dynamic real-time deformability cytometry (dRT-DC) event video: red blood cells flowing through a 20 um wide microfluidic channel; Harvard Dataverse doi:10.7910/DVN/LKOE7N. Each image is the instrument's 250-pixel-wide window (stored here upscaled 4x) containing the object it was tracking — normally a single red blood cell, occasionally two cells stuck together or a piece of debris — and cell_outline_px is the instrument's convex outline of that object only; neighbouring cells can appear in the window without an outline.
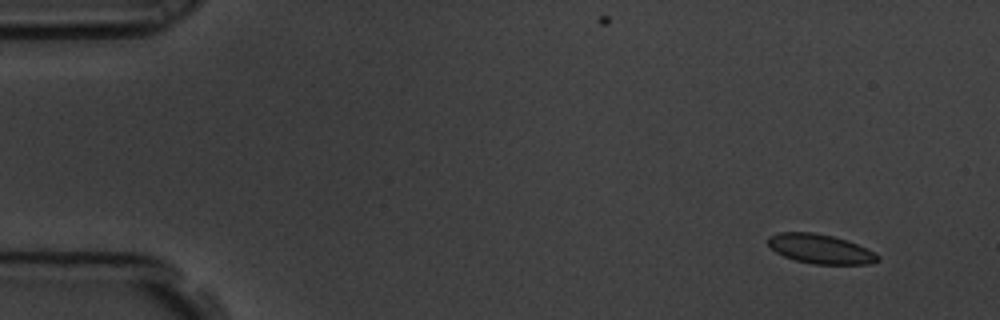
{"species": "common noctule bat (a hibernating species)", "species_latin": "Nyctalus noctula", "temperature_condition": "room temperature", "stored_images_in_passage": 6, "camera_frame_rate_fps": 3000, "um_per_image_px": 0.085, "animal": {"sex": "male", "body_mass_g": 19.5, "forearm_length_mm": 54.6}, "frame": {"image": 1, "passage_image": 2, "time_ms": 0.333, "image_size_px": [1000, 320], "cell_outline_px": [[880, 260], [868, 264], [812, 264], [796, 260], [784, 256], [776, 252], [768, 244], [768, 236], [780, 232], [812, 232], [832, 236], [848, 240], [876, 252], [880, 256]], "centroid_in_image_um": [69.76, 21.16], "position_along_channel_um": 15.2, "area_um2": 18.84}}
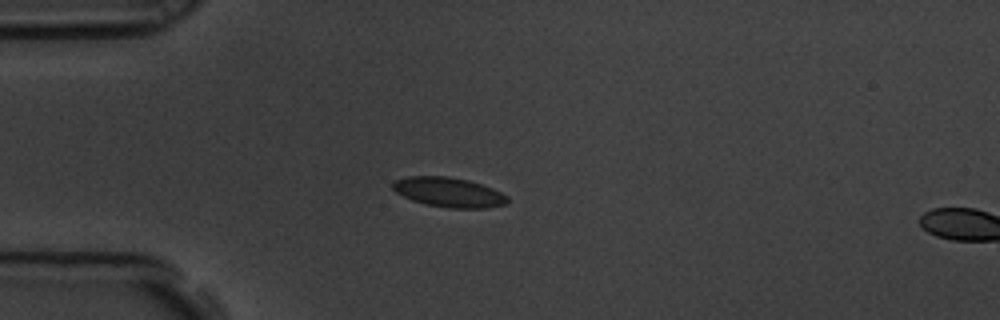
{"frame": {"image": 2, "passage_image": 5, "time_ms": 1.333, "image_size_px": [1000, 320], "cell_outline_px": [[508, 204], [488, 208], [448, 208], [424, 204], [412, 200], [396, 192], [392, 188], [392, 184], [396, 180], [408, 176], [448, 176], [468, 180], [492, 188], [508, 196]], "centroid_in_image_um": [38.16, 16.35], "position_along_channel_um": 46.8, "area_um2": 19.88}}